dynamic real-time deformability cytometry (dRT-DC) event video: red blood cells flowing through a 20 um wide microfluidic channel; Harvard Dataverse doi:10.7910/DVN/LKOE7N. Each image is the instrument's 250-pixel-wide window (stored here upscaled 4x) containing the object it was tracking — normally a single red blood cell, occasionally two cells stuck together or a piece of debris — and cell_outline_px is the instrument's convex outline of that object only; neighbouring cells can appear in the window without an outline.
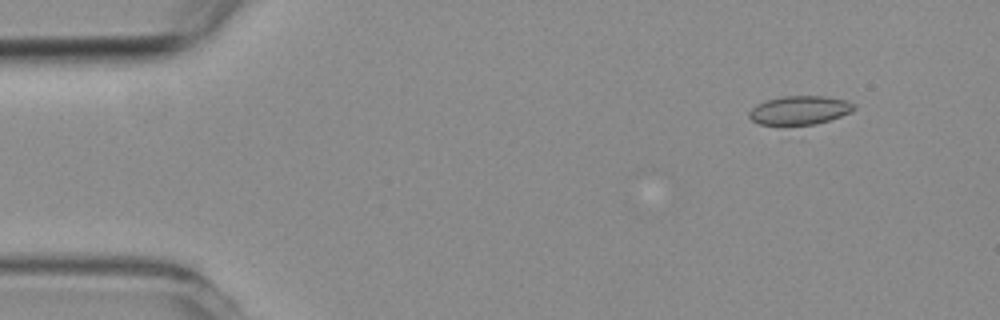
{"species": "common noctule bat (a hibernating species)", "species_latin": "Nyctalus noctula", "temperature_condition": "room temperature", "stored_images_in_passage": 5, "camera_frame_rate_fps": 3000, "um_per_image_px": 0.085, "animal": {"sex": "female", "body_mass_g": 19.3, "forearm_length_mm": 54.1}, "frame": {"image": 1, "passage_image": 2, "time_ms": 1.0, "image_size_px": [1000, 320], "cell_outline_px": [[856, 108], [852, 112], [784, 140], [752, 120], [748, 116], [748, 112], [756, 104], [768, 100], [784, 96], [824, 96], [848, 100], [856, 104]], "centroid_in_image_um": [67.87, 9.65], "position_along_channel_um": 17.1, "area_um2": 21.5}}
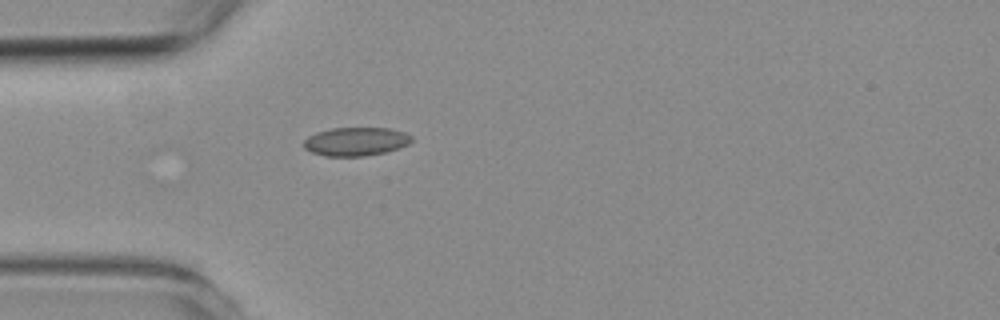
{"frame": {"image": 2, "passage_image": 5, "time_ms": 4.333, "image_size_px": [1000, 320], "cell_outline_px": [[412, 140], [408, 144], [400, 148], [384, 152], [364, 156], [324, 156], [312, 152], [304, 148], [304, 140], [308, 136], [316, 132], [332, 128], [388, 128], [404, 132], [412, 136]], "centroid_in_image_um": [30.24, 12.03], "position_along_channel_um": 54.8, "area_um2": 17.92}}